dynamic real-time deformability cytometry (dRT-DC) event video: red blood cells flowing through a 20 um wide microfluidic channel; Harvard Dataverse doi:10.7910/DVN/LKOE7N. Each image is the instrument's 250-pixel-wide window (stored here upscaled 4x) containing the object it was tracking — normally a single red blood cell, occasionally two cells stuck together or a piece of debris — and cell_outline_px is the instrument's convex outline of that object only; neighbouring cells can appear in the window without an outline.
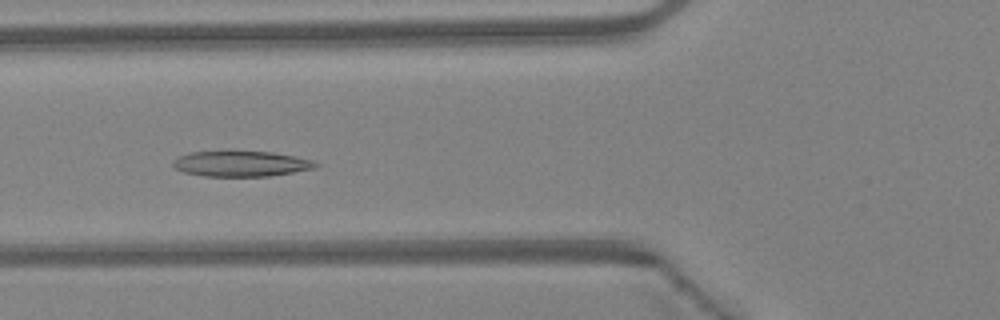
{"species": "Egyptian fruit bat (a non-hibernating species)", "species_latin": "Rousettus aegyptiacus", "temperature_condition": "warm", "stored_images_in_passage": 46, "camera_frame_rate_fps": 3000, "um_per_image_px": 0.085, "animal": {"sex": "female"}, "frame": {"image": 1, "passage_image": 18, "time_ms": 5.667, "image_size_px": [1000, 320], "cell_outline_px": [[320, 164], [316, 168], [268, 176], [204, 176], [184, 172], [176, 168], [172, 164], [172, 160], [188, 152], [232, 148], [272, 152], [296, 156], [312, 160]], "centroid_in_image_um": [20.46, 13.86], "position_along_channel_um": 105.3, "area_um2": 22.2}}
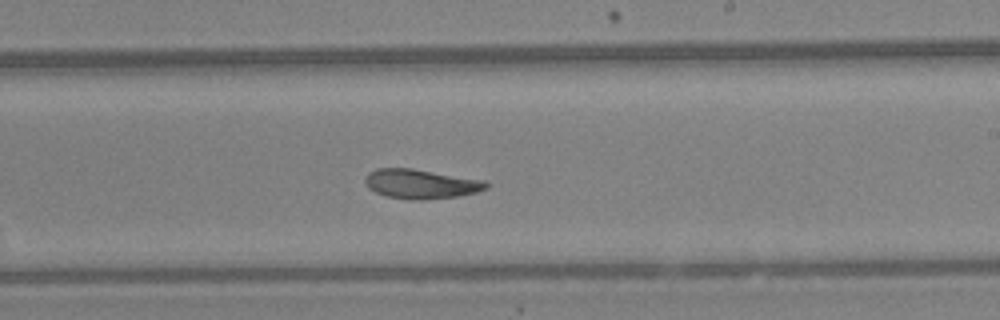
{"frame": {"image": 2, "passage_image": 28, "time_ms": 9.0, "image_size_px": [1000, 320], "cell_outline_px": [[492, 184], [488, 188], [476, 192], [456, 196], [424, 200], [416, 200], [388, 196], [376, 192], [368, 188], [364, 180], [368, 172], [376, 168], [412, 168], [484, 180]], "centroid_in_image_um": [35.79, 15.62], "position_along_channel_um": 253.2, "area_um2": 20.75}}
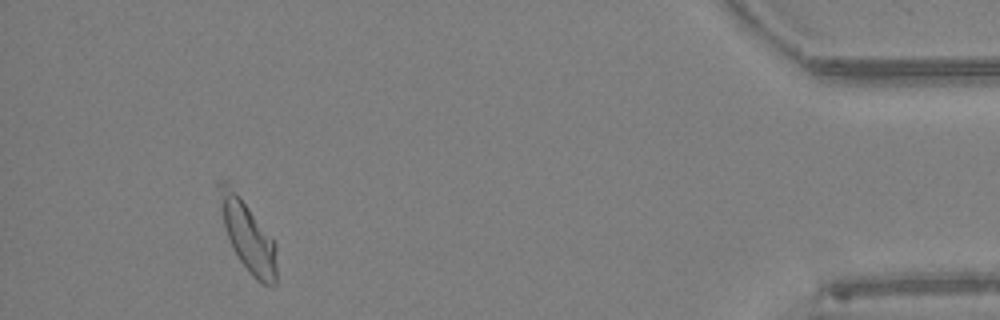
{"frame": {"image": 3, "passage_image": 43, "time_ms": 14.0, "image_size_px": [1000, 320], "cell_outline_px": [[276, 284], [272, 288], [256, 280], [248, 272], [232, 248], [228, 240], [224, 224], [216, 184], [216, 180], [228, 180], [276, 244]], "centroid_in_image_um": [21.04, 20.03], "position_along_channel_um": 414.2, "area_um2": 23.52}, "authors_computed_cell_mechanics": {"area_um2": 22.1374, "velocity_mm_per_s": 4.4584, "shape_relaxation_time_tau1_ms": 5.9941, "shape_relaxation_time_tau2_ms": 4.1298, "deformation_change_tau1": 0.174, "deformation_change_tau2": 0.1141}}